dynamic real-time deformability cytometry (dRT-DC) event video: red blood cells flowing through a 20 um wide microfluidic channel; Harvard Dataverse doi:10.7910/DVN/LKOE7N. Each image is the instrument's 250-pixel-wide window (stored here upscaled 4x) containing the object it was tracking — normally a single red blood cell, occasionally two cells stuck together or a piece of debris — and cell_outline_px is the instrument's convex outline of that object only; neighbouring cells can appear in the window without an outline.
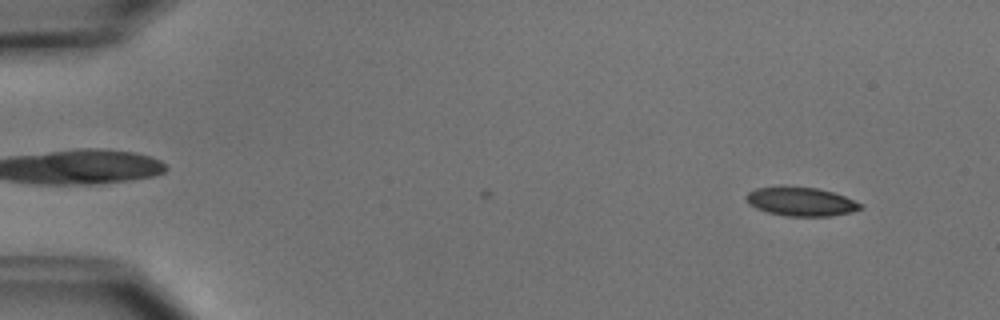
{"species": "common noctule bat (a hibernating species)", "species_latin": "Nyctalus noctula", "temperature_condition": "cold", "stored_images_in_passage": 5, "camera_frame_rate_fps": 3000, "um_per_image_px": 0.085, "animal": {"sex": "male", "body_mass_g": 15.6}, "frame": {"image": 1, "passage_image": 5, "time_ms": 4.667, "image_size_px": [1000, 320], "cell_outline_px": [[864, 208], [852, 212], [828, 216], [788, 216], [768, 212], [756, 208], [748, 204], [744, 196], [748, 192], [756, 188], [780, 184], [816, 188], [832, 192], [844, 196], [864, 204]], "centroid_in_image_um": [68.05, 17.1], "position_along_channel_um": 17.0, "area_um2": 19.65}}